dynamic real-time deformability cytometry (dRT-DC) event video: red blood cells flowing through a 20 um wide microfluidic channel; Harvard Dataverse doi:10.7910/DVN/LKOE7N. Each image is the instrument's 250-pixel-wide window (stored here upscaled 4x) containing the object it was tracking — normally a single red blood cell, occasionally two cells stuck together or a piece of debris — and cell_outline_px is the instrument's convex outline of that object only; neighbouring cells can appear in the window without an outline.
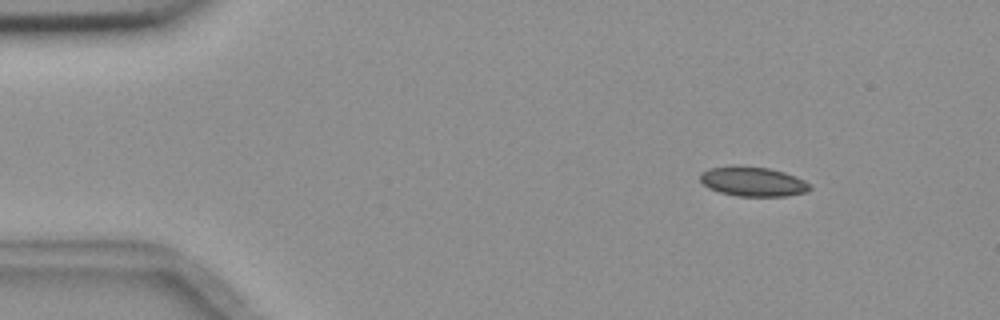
{"species": "common noctule bat (a hibernating species)", "species_latin": "Nyctalus noctula", "temperature_condition": "room temperature", "stored_images_in_passage": 5, "camera_frame_rate_fps": 3000, "um_per_image_px": 0.085, "animal": {"sex": "female", "body_mass_g": 18.4}, "frame": {"image": 1, "passage_image": 2, "time_ms": 1.0, "image_size_px": [1000, 320], "cell_outline_px": [[812, 188], [808, 192], [784, 196], [736, 196], [720, 192], [708, 188], [700, 180], [700, 172], [708, 168], [740, 164], [768, 168], [784, 172], [796, 176], [804, 180]], "centroid_in_image_um": [63.97, 15.41], "position_along_channel_um": 21.0, "area_um2": 19.19}}
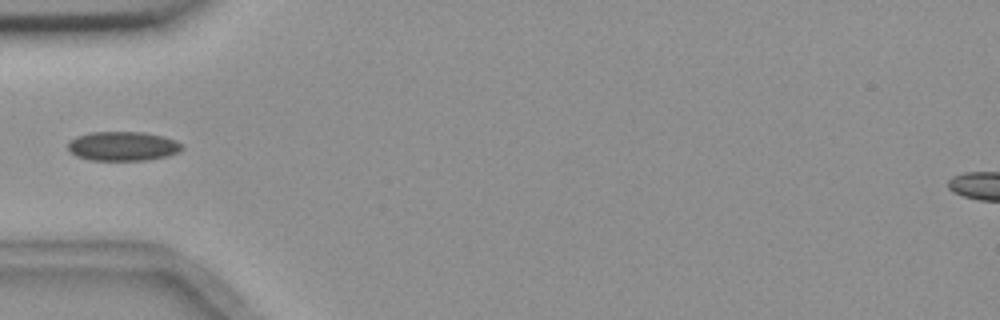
{"frame": {"image": 2, "passage_image": 4, "time_ms": 4.667, "image_size_px": [1000, 320], "cell_outline_px": [[184, 148], [180, 152], [168, 156], [144, 160], [88, 160], [76, 156], [68, 148], [68, 144], [76, 136], [92, 132], [144, 132], [164, 136], [176, 140], [184, 144]], "centroid_in_image_um": [10.5, 12.42], "position_along_channel_um": 74.5, "area_um2": 19.59}}